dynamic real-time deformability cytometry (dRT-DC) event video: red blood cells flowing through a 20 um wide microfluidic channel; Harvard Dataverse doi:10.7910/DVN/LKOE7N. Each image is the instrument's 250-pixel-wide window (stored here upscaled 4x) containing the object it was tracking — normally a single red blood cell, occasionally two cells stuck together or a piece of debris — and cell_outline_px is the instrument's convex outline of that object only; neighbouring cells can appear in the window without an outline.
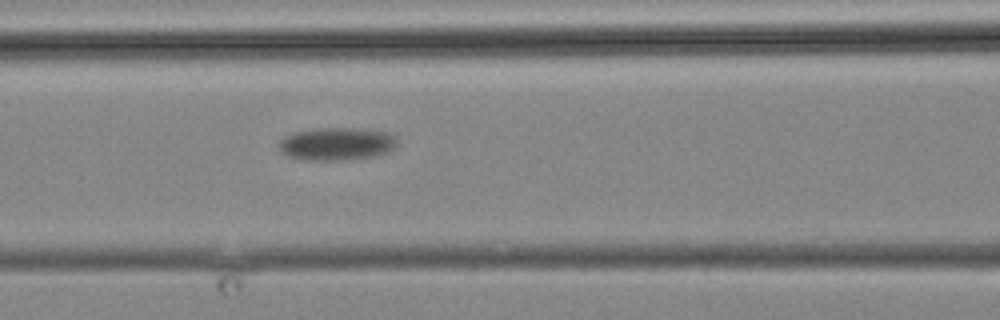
{"species": "common noctule bat (a hibernating species)", "species_latin": "Nyctalus noctula", "temperature_condition": "cold", "stored_images_in_passage": 9, "camera_frame_rate_fps": 3000, "um_per_image_px": 0.085, "animal": {"sex": "male", "body_mass_g": 19.2, "forearm_length_mm": 51.8}, "frame": {"image": 1, "passage_image": 9, "time_ms": 11.333, "image_size_px": [1000, 320], "cell_outline_px": [[396, 144], [388, 152], [372, 156], [340, 160], [304, 160], [288, 156], [280, 152], [280, 140], [284, 136], [292, 132], [320, 128], [352, 128], [388, 132], [396, 136]], "centroid_in_image_um": [28.58, 12.22], "position_along_channel_um": 138.0, "area_um2": 22.48}}